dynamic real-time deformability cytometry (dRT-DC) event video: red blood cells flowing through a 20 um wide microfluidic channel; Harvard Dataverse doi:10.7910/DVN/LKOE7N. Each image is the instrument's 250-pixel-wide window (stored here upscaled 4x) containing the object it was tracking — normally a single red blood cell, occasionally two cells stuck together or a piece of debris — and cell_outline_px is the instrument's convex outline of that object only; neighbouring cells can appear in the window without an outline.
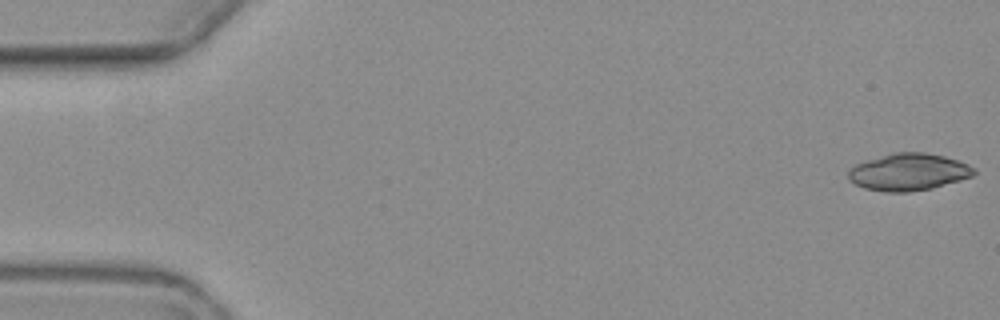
{"species": "common noctule bat (a hibernating species)", "species_latin": "Nyctalus noctula", "temperature_condition": "warm", "stored_images_in_passage": 3, "camera_frame_rate_fps": 3000, "um_per_image_px": 0.085, "animal": {"sex": "female", "body_mass_g": 19.3, "forearm_length_mm": 54.1}, "frame": {"image": 1, "passage_image": 1, "time_ms": 0.0, "image_size_px": [1000, 320], "cell_outline_px": [[976, 172], [972, 176], [960, 180], [932, 188], [908, 192], [884, 192], [864, 188], [848, 180], [848, 172], [856, 164], [892, 152], [924, 152], [944, 156], [968, 164], [976, 168]], "centroid_in_image_um": [77.23, 14.62], "position_along_channel_um": 7.8, "area_um2": 27.11}}